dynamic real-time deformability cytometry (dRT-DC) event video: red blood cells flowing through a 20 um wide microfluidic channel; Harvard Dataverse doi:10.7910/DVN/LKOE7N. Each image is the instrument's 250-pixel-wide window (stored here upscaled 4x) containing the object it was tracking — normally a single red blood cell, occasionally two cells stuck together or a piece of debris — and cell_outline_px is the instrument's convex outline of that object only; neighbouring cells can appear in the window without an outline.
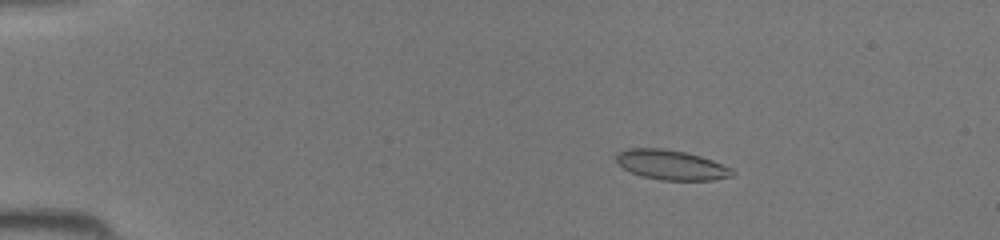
{"species": "common noctule bat (a hibernating species)", "species_latin": "Nyctalus noctula", "temperature_condition": "room temperature", "stored_images_in_passage": 44, "camera_frame_rate_fps": 3000, "um_per_image_px": 0.085, "animal": {"sex": "female", "body_mass_g": 19.5, "forearm_length_mm": 54.1}, "frame": {"image": 1, "passage_image": 8, "time_ms": 2.333, "image_size_px": [1000, 240], "cell_outline_px": [[736, 172], [732, 176], [712, 180], [660, 180], [644, 176], [632, 172], [616, 164], [616, 156], [620, 152], [628, 148], [664, 148], [684, 152], [700, 156], [712, 160], [732, 168]], "centroid_in_image_um": [57.07, 14.02], "position_along_channel_um": 27.9, "area_um2": 20.06}}
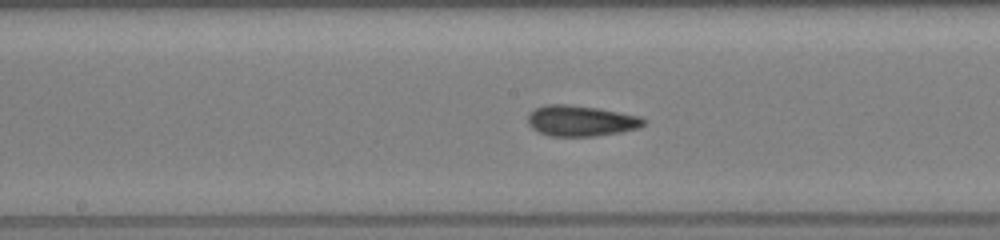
{"frame": {"image": 2, "passage_image": 24, "time_ms": 7.667, "image_size_px": [1000, 240], "cell_outline_px": [[644, 124], [640, 128], [620, 132], [596, 136], [552, 136], [540, 132], [532, 128], [528, 124], [528, 112], [544, 104], [572, 104], [600, 108], [640, 116], [644, 120]], "centroid_in_image_um": [49.36, 10.25], "position_along_channel_um": 198.8, "area_um2": 20.92}}
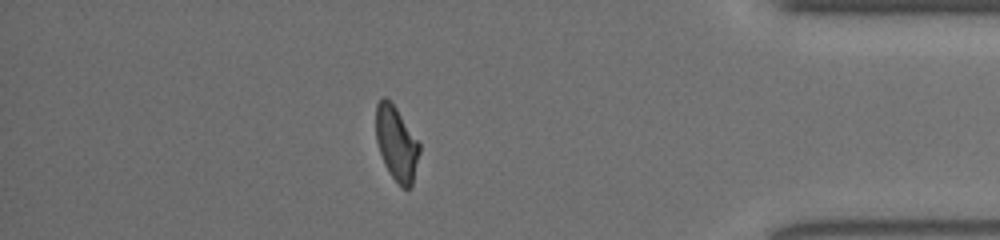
{"frame": {"image": 3, "passage_image": 39, "time_ms": 12.667, "image_size_px": [1000, 240], "cell_outline_px": [[420, 152], [412, 184], [408, 188], [404, 188], [392, 176], [384, 164], [376, 140], [376, 104], [384, 96], [396, 108], [420, 144]], "centroid_in_image_um": [33.69, 12.19], "position_along_channel_um": 401.5, "area_um2": 18.44}}